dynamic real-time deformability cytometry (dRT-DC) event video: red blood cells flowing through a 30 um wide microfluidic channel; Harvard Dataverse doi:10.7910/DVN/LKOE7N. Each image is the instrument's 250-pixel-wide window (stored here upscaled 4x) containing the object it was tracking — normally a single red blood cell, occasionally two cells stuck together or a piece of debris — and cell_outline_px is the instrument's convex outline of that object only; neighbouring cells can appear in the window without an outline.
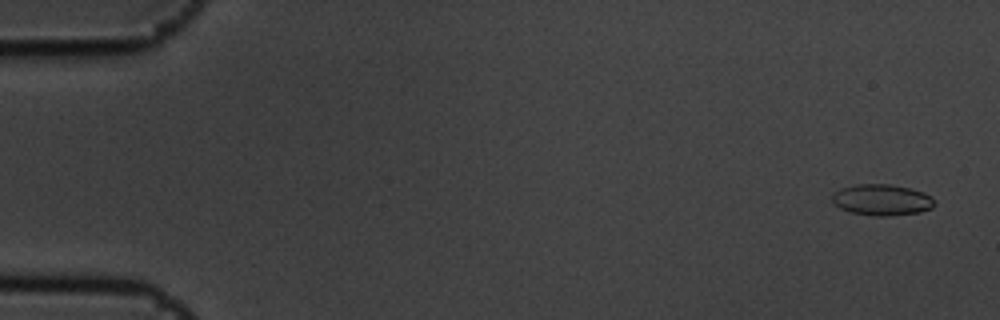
{"species": "common noctule bat (a hibernating species)", "species_latin": "Nyctalus noctula", "temperature_condition": "cold", "stored_images_in_passage": 4, "camera_frame_rate_fps": 3000, "um_per_image_px": 0.085, "animal": {"sex": "male", "body_mass_g": 19.5, "forearm_length_mm": 54.6}, "frame": {"image": 1, "passage_image": 1, "time_ms": 0.0, "image_size_px": [1000, 320], "cell_outline_px": [[932, 208], [920, 212], [888, 216], [872, 216], [852, 212], [840, 208], [832, 200], [832, 192], [840, 188], [856, 184], [888, 184], [908, 188], [924, 192], [932, 196]], "centroid_in_image_um": [74.93, 16.98], "position_along_channel_um": 10.1, "area_um2": 18.5}}